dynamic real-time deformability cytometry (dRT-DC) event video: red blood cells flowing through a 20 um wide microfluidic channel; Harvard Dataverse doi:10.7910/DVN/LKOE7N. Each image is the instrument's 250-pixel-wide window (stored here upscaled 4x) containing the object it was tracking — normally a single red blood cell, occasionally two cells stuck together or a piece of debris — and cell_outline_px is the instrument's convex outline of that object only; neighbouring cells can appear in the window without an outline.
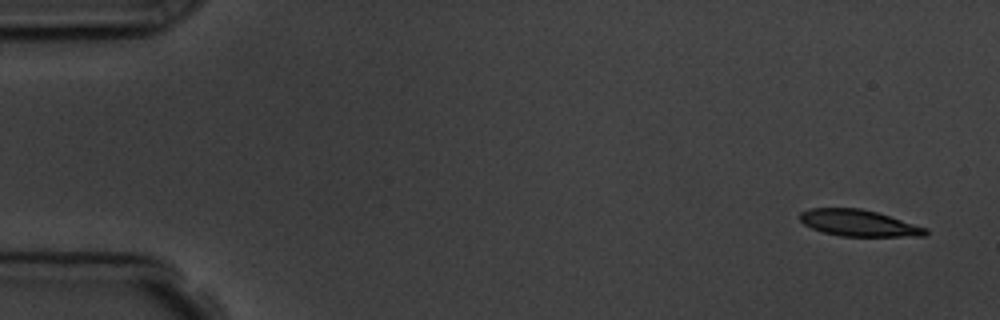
{"species": "common noctule bat (a hibernating species)", "species_latin": "Nyctalus noctula", "temperature_condition": "room temperature", "stored_images_in_passage": 6, "camera_frame_rate_fps": 3000, "um_per_image_px": 0.085, "animal": {"sex": "male", "body_mass_g": 19.5, "forearm_length_mm": 54.6}, "frame": {"image": 1, "passage_image": 1, "time_ms": 0.0, "image_size_px": [1000, 320], "cell_outline_px": [[928, 236], [840, 236], [824, 232], [812, 228], [804, 224], [800, 220], [800, 212], [812, 208], [860, 208], [876, 212], [928, 228]], "centroid_in_image_um": [73.0, 18.96], "position_along_channel_um": 12.0, "area_um2": 19.25}}
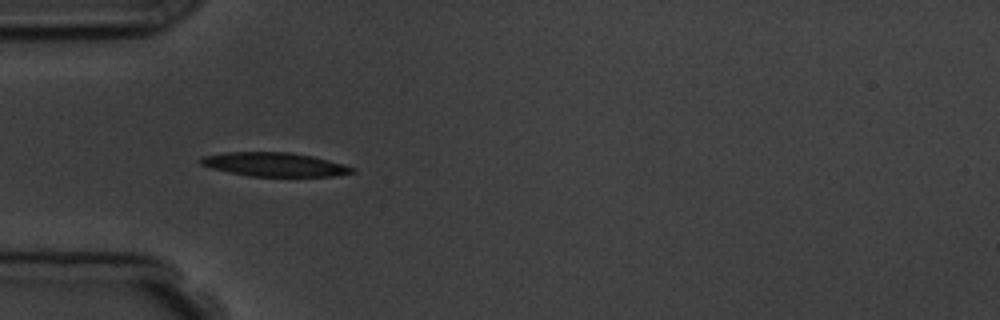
{"frame": {"image": 2, "passage_image": 5, "time_ms": 4.667, "image_size_px": [1000, 320], "cell_outline_px": [[356, 172], [336, 176], [248, 176], [228, 172], [212, 168], [200, 164], [200, 160], [204, 156], [224, 152], [292, 152], [312, 156], [344, 164], [356, 168]], "centroid_in_image_um": [23.37, 13.98], "position_along_channel_um": 61.6, "area_um2": 21.1}}